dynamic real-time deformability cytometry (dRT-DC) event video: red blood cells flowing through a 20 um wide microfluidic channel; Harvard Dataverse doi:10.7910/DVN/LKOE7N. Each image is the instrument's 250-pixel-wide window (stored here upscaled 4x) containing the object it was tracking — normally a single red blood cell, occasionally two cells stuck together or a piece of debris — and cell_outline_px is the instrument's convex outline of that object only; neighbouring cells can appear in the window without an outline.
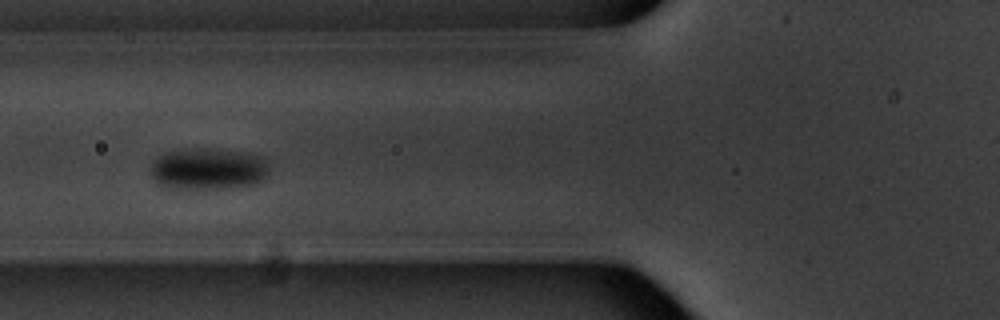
{"species": "common noctule bat (a hibernating species)", "species_latin": "Nyctalus noctula", "temperature_condition": "warm", "stored_images_in_passage": 5, "camera_frame_rate_fps": 3000, "um_per_image_px": 0.085, "animal": {"sex": "male", "body_mass_g": 20.1, "forearm_length_mm": 53.5}, "frame": {"image": 1, "passage_image": 2, "time_ms": 1.333, "image_size_px": [1000, 320], "cell_outline_px": [[268, 176], [256, 184], [224, 188], [176, 188], [156, 184], [152, 176], [152, 164], [160, 156], [168, 152], [184, 148], [208, 148], [244, 152], [264, 156], [268, 160]], "centroid_in_image_um": [17.76, 14.34], "position_along_channel_um": 108.0, "area_um2": 28.9}}